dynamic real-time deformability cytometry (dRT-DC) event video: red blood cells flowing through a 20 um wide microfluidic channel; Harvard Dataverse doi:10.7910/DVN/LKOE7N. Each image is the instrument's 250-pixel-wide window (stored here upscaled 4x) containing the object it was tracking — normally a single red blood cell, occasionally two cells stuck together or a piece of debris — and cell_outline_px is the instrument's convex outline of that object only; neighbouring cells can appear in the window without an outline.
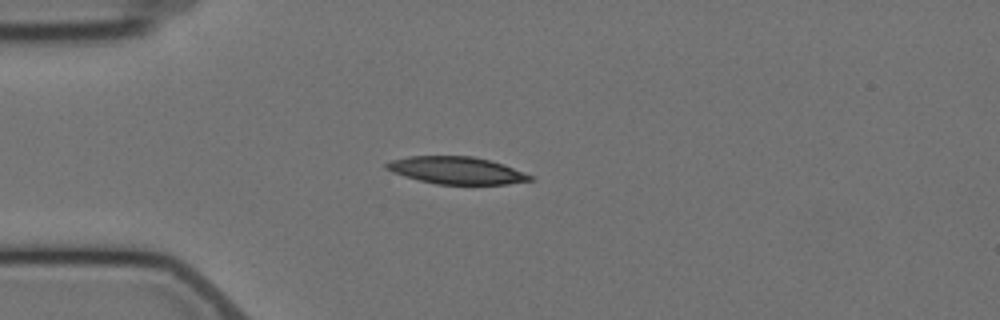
{"species": "Egyptian fruit bat (a non-hibernating species)", "species_latin": "Rousettus aegyptiacus", "temperature_condition": "cold", "stored_images_in_passage": 9, "camera_frame_rate_fps": 3000, "um_per_image_px": 0.085, "animal": {"sex": "female"}, "frame": {"image": 1, "passage_image": 4, "time_ms": 3.333, "image_size_px": [1000, 320], "cell_outline_px": [[536, 180], [508, 184], [436, 184], [404, 176], [392, 172], [384, 168], [384, 164], [392, 160], [408, 156], [472, 156], [504, 164], [536, 176]], "centroid_in_image_um": [38.86, 14.49], "position_along_channel_um": 46.1, "area_um2": 23.0}}
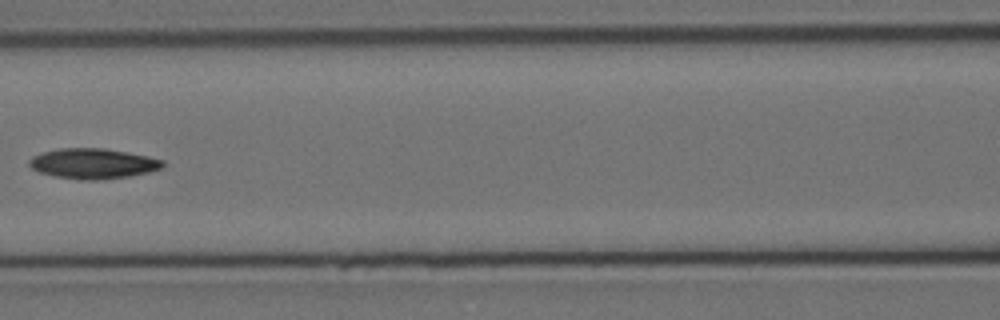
{"frame": {"image": 2, "passage_image": 7, "time_ms": 7.0, "image_size_px": [1000, 320], "cell_outline_px": [[164, 164], [160, 168], [148, 172], [128, 176], [96, 180], [80, 180], [56, 176], [40, 172], [32, 168], [28, 164], [28, 160], [32, 156], [44, 152], [60, 148], [104, 148], [128, 152], [148, 156], [164, 160]], "centroid_in_image_um": [7.89, 13.89], "position_along_channel_um": 158.7, "area_um2": 23.41}}
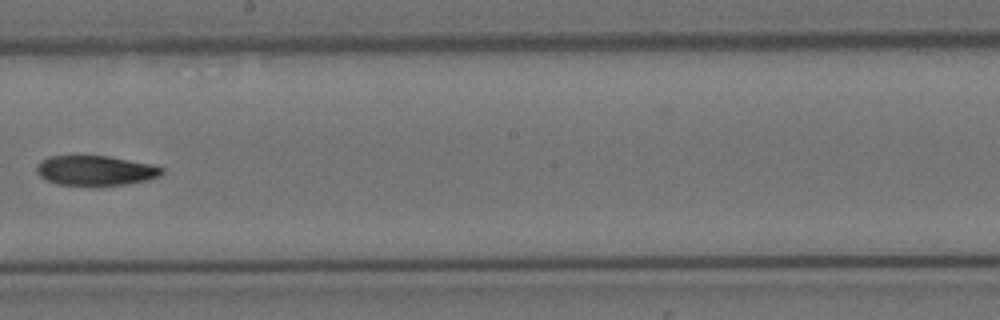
{"frame": {"image": 3, "passage_image": 9, "time_ms": 9.333, "image_size_px": [1000, 320], "cell_outline_px": [[164, 172], [160, 176], [148, 180], [128, 184], [96, 188], [92, 188], [56, 184], [40, 176], [36, 172], [36, 164], [40, 160], [48, 156], [108, 156], [148, 164], [164, 168]], "centroid_in_image_um": [8.08, 14.54], "position_along_channel_um": 240.1, "area_um2": 22.54}}